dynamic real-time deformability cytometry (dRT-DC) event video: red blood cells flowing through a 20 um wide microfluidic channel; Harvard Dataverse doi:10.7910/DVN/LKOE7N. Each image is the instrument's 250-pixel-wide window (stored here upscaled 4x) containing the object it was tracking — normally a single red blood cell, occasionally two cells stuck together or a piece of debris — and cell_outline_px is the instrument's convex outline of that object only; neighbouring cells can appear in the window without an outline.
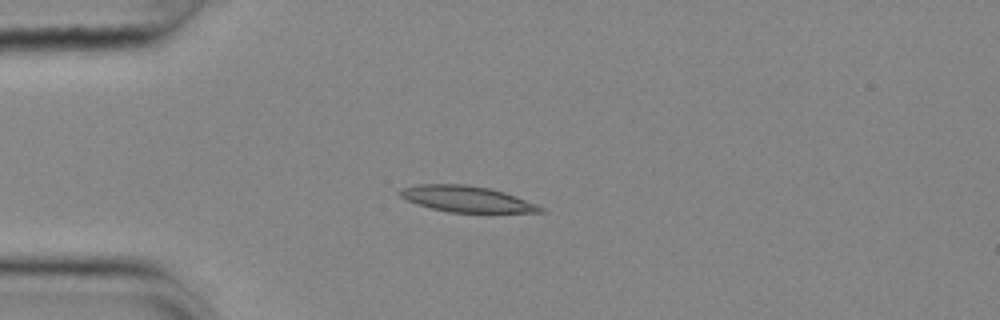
{"species": "common noctule bat (a hibernating species)", "species_latin": "Nyctalus noctula", "temperature_condition": "cold", "stored_images_in_passage": 43, "camera_frame_rate_fps": 3000, "um_per_image_px": 0.085, "animal": {"sex": "female", "body_mass_g": 25.1}, "frame": {"image": 1, "passage_image": 2, "time_ms": 0.333, "image_size_px": [1000, 320], "cell_outline_px": [[544, 212], [448, 212], [432, 208], [408, 200], [400, 196], [396, 192], [404, 188], [420, 184], [468, 184], [488, 188], [504, 192], [516, 196], [536, 204], [544, 208]], "centroid_in_image_um": [39.67, 16.9], "position_along_channel_um": 45.3, "area_um2": 20.98}}
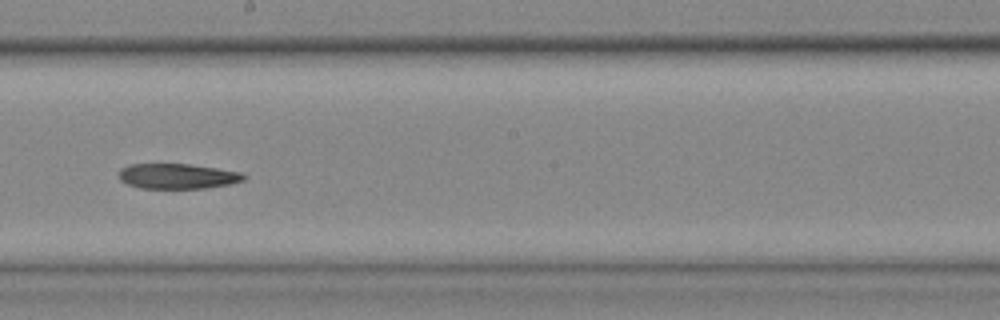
{"frame": {"image": 2, "passage_image": 19, "time_ms": 6.0, "image_size_px": [1000, 320], "cell_outline_px": [[248, 176], [244, 180], [228, 184], [204, 188], [140, 188], [128, 184], [120, 180], [120, 168], [128, 164], [188, 164], [216, 168], [240, 172]], "centroid_in_image_um": [15.07, 14.97], "position_along_channel_um": 233.1, "area_um2": 18.21}}
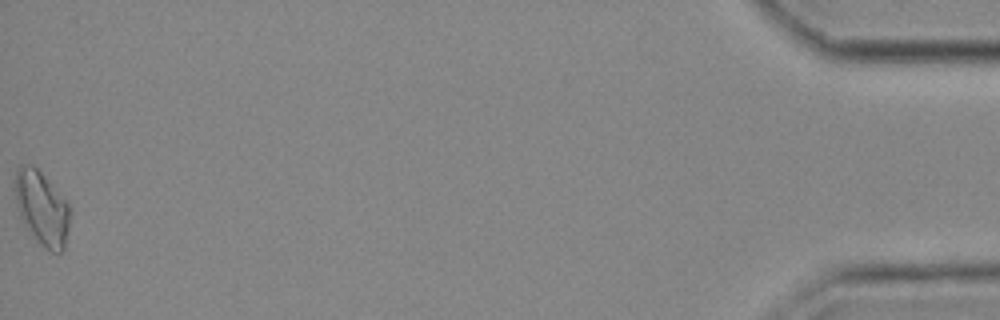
{"frame": {"image": 3, "passage_image": 43, "time_ms": 14.0, "image_size_px": [1000, 320], "cell_outline_px": [[68, 228], [64, 252], [52, 252], [44, 248], [28, 232], [20, 216], [16, 204], [16, 168], [20, 164], [32, 164], [68, 200]], "centroid_in_image_um": [3.56, 17.71], "position_along_channel_um": 431.6, "area_um2": 23.64}}